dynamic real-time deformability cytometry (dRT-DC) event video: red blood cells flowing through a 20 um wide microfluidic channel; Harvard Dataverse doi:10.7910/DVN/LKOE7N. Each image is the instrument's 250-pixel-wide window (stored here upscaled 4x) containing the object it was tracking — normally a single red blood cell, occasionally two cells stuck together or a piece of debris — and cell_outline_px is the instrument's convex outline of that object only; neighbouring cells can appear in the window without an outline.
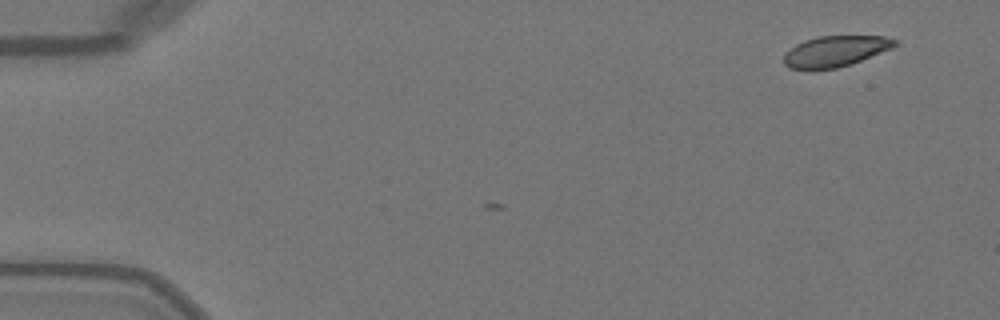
{"species": "Egyptian fruit bat (a non-hibernating species)", "species_latin": "Rousettus aegyptiacus", "temperature_condition": "warm", "stored_images_in_passage": 2, "camera_frame_rate_fps": 3000, "um_per_image_px": 0.085, "animal": {"sex": "female"}, "frame": {"image": 1, "passage_image": 2, "time_ms": 0.333, "image_size_px": [1000, 320], "cell_outline_px": [[900, 44], [892, 48], [860, 60], [836, 68], [812, 72], [788, 68], [784, 64], [784, 52], [796, 44], [804, 40], [820, 36], [884, 36], [896, 40]], "centroid_in_image_um": [70.93, 4.38], "position_along_channel_um": 14.1, "area_um2": 20.29}}